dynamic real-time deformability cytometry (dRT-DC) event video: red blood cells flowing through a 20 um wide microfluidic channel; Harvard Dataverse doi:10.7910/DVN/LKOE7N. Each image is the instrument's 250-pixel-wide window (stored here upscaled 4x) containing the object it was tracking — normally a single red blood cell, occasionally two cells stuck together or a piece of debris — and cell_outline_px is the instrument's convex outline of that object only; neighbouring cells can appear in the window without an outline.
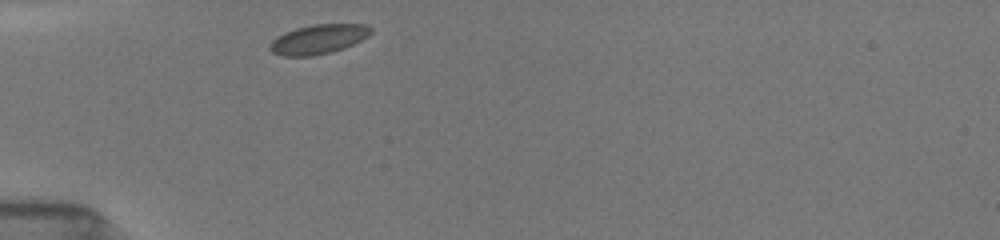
{"species": "common noctule bat (a hibernating species)", "species_latin": "Nyctalus noctula", "temperature_condition": "room temperature", "stored_images_in_passage": 4, "camera_frame_rate_fps": 3000, "um_per_image_px": 0.085, "animal": {"sex": "female", "body_mass_g": 19.5, "forearm_length_mm": 54.1}, "frame": {"image": 1, "passage_image": 1, "time_ms": 0.0, "image_size_px": [1000, 240], "cell_outline_px": [[372, 32], [368, 36], [344, 48], [332, 52], [312, 56], [284, 56], [272, 52], [268, 48], [268, 44], [276, 36], [284, 32], [296, 28], [316, 24], [364, 24], [372, 28]], "centroid_in_image_um": [27.03, 3.33], "position_along_channel_um": 58.0, "area_um2": 17.4}}
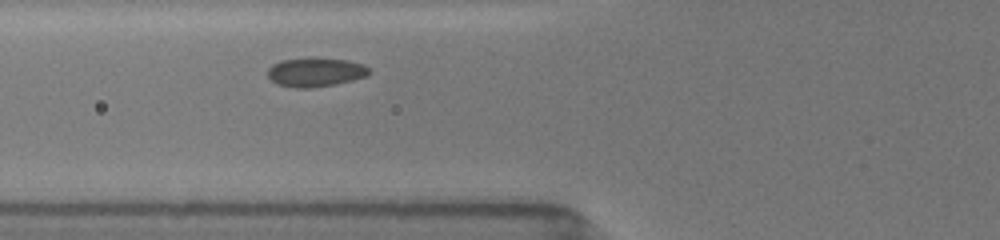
{"frame": {"image": 2, "passage_image": 4, "time_ms": 1.333, "image_size_px": [1000, 240], "cell_outline_px": [[372, 72], [368, 76], [336, 84], [308, 88], [296, 88], [276, 84], [268, 76], [268, 68], [272, 64], [280, 60], [308, 56], [316, 56], [344, 60], [360, 64], [368, 68]], "centroid_in_image_um": [26.78, 6.11], "position_along_channel_um": 99.0, "area_um2": 17.51}}